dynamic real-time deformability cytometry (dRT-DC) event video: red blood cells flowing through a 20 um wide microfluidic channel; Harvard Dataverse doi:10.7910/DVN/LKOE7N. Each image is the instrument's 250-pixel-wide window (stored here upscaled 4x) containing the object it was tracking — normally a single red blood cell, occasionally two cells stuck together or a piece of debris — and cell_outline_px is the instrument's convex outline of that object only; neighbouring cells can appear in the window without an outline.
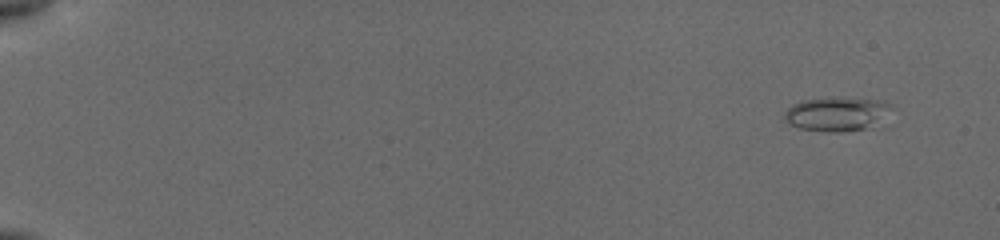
{"species": "common noctule bat (a hibernating species)", "species_latin": "Nyctalus noctula", "temperature_condition": "cold", "stored_images_in_passage": 15, "camera_frame_rate_fps": 3000, "um_per_image_px": 0.085, "animal": {"sex": "female", "body_mass_g": 19.5, "forearm_length_mm": 54.1}, "frame": {"image": 1, "passage_image": 3, "time_ms": 1.0, "image_size_px": [1000, 240], "cell_outline_px": [[888, 104], [864, 128], [840, 132], [836, 132], [800, 128], [788, 124], [784, 116], [784, 112], [792, 104], [800, 100], [884, 100]], "centroid_in_image_um": [70.84, 9.71], "position_along_channel_um": 14.2, "area_um2": 18.9}}
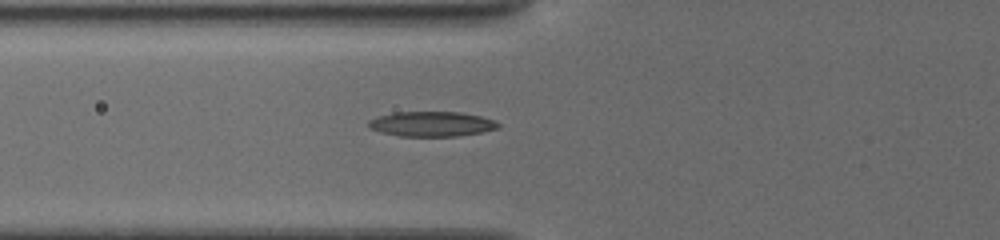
{"frame": {"image": 2, "passage_image": 12, "time_ms": 7.333, "image_size_px": [1000, 240], "cell_outline_px": [[500, 124], [496, 128], [480, 132], [456, 136], [400, 136], [380, 132], [368, 128], [368, 120], [380, 116], [396, 112], [460, 112], [480, 116], [492, 120]], "centroid_in_image_um": [36.63, 10.54], "position_along_channel_um": 89.2, "area_um2": 18.61}}
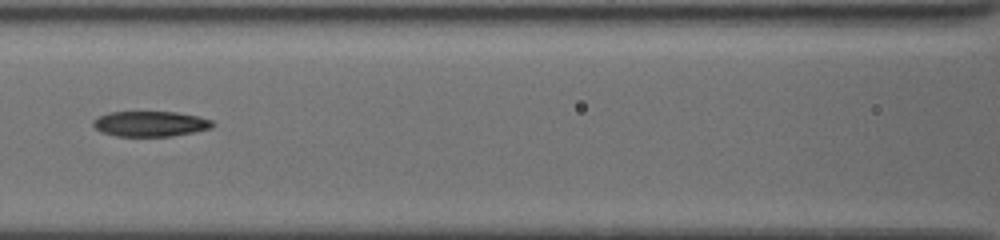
{"frame": {"image": 3, "passage_image": 14, "time_ms": 9.0, "image_size_px": [1000, 240], "cell_outline_px": [[216, 124], [212, 128], [192, 132], [168, 136], [116, 136], [100, 132], [92, 124], [92, 120], [108, 112], [176, 112], [200, 116], [212, 120]], "centroid_in_image_um": [12.78, 10.52], "position_along_channel_um": 153.8, "area_um2": 17.69}}